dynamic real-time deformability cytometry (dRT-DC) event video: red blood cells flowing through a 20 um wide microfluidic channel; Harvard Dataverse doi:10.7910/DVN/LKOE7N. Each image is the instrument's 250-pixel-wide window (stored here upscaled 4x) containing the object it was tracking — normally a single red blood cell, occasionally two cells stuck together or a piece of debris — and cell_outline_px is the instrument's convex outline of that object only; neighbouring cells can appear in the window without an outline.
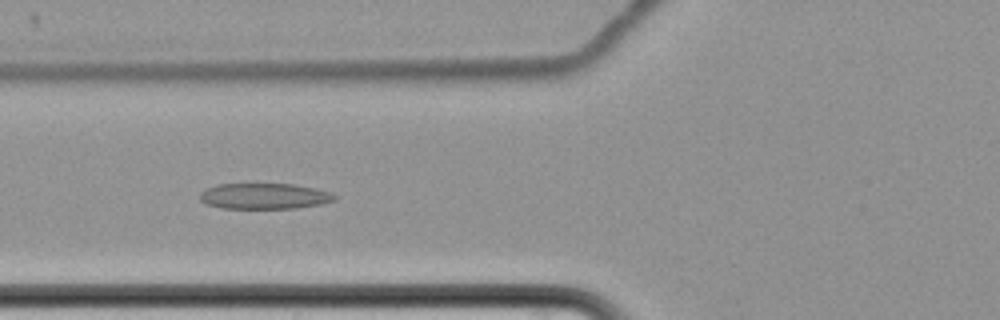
{"species": "common noctule bat (a hibernating species)", "species_latin": "Nyctalus noctula", "temperature_condition": "cold", "stored_images_in_passage": 10, "camera_frame_rate_fps": 3000, "um_per_image_px": 0.085, "animal": {"sex": "female", "body_mass_g": 22.7, "forearm_length_mm": 54.2}, "frame": {"image": 1, "passage_image": 7, "time_ms": 8.0, "image_size_px": [1000, 320], "cell_outline_px": [[336, 200], [320, 204], [296, 208], [220, 208], [208, 204], [200, 200], [200, 192], [216, 184], [292, 184], [316, 188], [332, 192], [336, 196]], "centroid_in_image_um": [22.49, 16.67], "position_along_channel_um": 103.3, "area_um2": 20.23}}
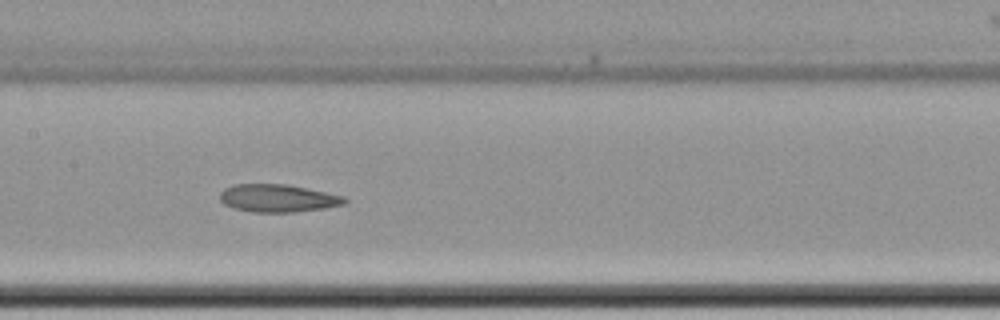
{"frame": {"image": 2, "passage_image": 9, "time_ms": 10.333, "image_size_px": [1000, 320], "cell_outline_px": [[348, 200], [344, 204], [324, 208], [292, 212], [252, 212], [232, 208], [224, 204], [220, 200], [220, 192], [224, 188], [232, 184], [288, 184], [344, 196]], "centroid_in_image_um": [23.58, 16.84], "position_along_channel_um": 183.8, "area_um2": 20.23}}
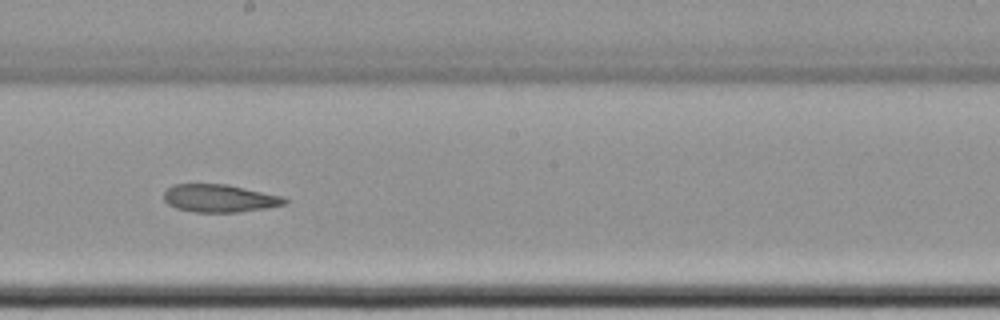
{"frame": {"image": 3, "passage_image": 10, "time_ms": 11.667, "image_size_px": [1000, 320], "cell_outline_px": [[288, 204], [268, 208], [236, 212], [192, 212], [176, 208], [168, 204], [164, 200], [164, 192], [172, 184], [228, 184], [284, 196], [288, 200]], "centroid_in_image_um": [18.7, 16.85], "position_along_channel_um": 229.5, "area_um2": 19.83}}